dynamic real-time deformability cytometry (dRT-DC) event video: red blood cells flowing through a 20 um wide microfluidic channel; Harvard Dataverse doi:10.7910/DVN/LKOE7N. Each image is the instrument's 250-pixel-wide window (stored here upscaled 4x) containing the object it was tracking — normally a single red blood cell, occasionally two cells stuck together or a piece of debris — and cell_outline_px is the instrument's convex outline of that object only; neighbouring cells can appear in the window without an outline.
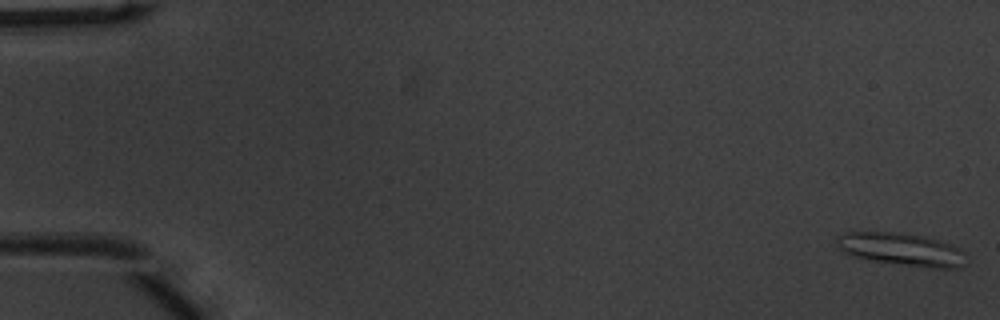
{"species": "common noctule bat (a hibernating species)", "species_latin": "Nyctalus noctula", "temperature_condition": "warm", "stored_images_in_passage": 53, "segment_of_instrument_passage": [1, 2], "camera_frame_rate_fps": 3000, "um_per_image_px": 0.085, "animal": {"sex": "male", "body_mass_g": 20.1, "forearm_length_mm": 53.5}, "frame": {"image": 1, "passage_image": 1, "time_ms": 0.0, "image_size_px": [1000, 320], "cell_outline_px": [[964, 264], [960, 268], [932, 268], [872, 260], [856, 256], [844, 252], [840, 248], [836, 240], [836, 236], [848, 228], [900, 232], [924, 236], [952, 244], [960, 248], [964, 252]], "centroid_in_image_um": [76.54, 21.12], "position_along_channel_um": 8.5, "area_um2": 25.37}}
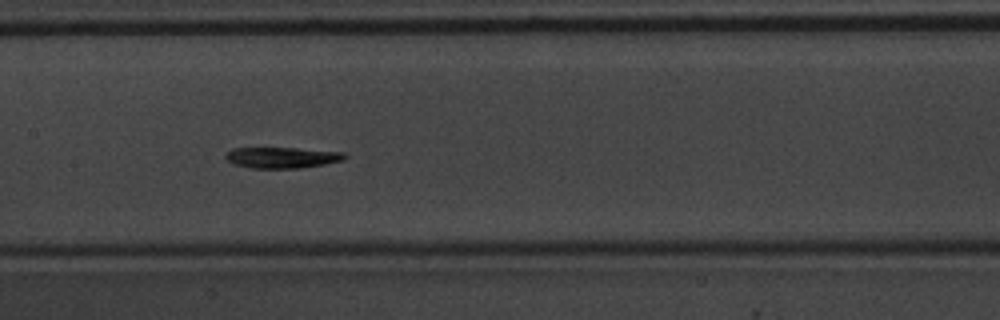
{"frame": {"image": 2, "passage_image": 26, "time_ms": 8.333, "image_size_px": [1000, 320], "cell_outline_px": [[348, 156], [344, 160], [324, 164], [300, 168], [252, 168], [236, 164], [228, 160], [224, 156], [232, 148], [296, 148], [344, 152]], "centroid_in_image_um": [24.02, 13.39], "position_along_channel_um": 183.4, "area_um2": 14.45}}
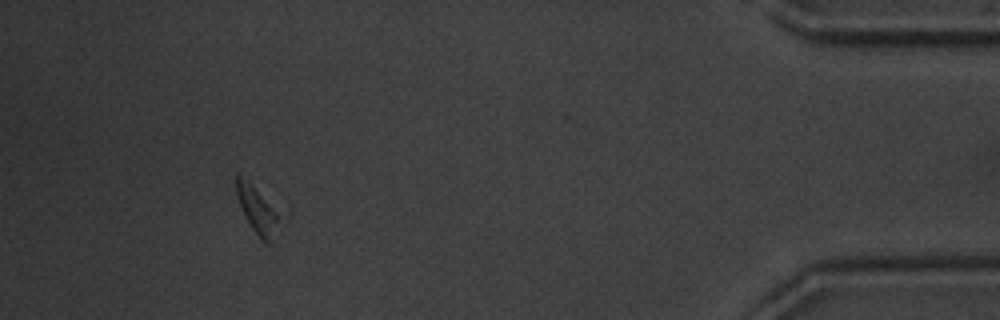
{"frame": {"image": 3, "passage_image": 48, "time_ms": 15.667, "image_size_px": [1000, 320], "cell_outline_px": [[280, 216], [276, 244], [268, 244], [252, 228], [244, 216], [236, 192], [236, 172], [240, 172]], "centroid_in_image_um": [21.88, 17.9], "position_along_channel_um": 413.3, "area_um2": 11.62}}